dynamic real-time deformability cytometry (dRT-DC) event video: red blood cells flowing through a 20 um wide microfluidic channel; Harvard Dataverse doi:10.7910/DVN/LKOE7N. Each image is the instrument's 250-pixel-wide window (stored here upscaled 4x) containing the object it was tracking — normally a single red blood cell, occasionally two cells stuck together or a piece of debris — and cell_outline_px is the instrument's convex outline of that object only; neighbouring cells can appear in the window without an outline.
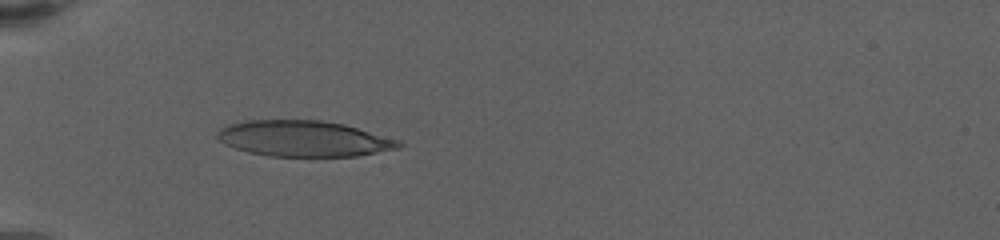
{"species": "human", "species_latin": "Homo sapiens", "temperature_condition": "warm", "stored_images_in_passage": 30, "camera_frame_rate_fps": 3000, "um_per_image_px": 0.085, "donor": {"sex": "female"}, "frame": {"image": 1, "passage_image": 15, "time_ms": 7.0, "image_size_px": [1000, 240], "cell_outline_px": [[404, 144], [400, 148], [356, 156], [268, 156], [248, 152], [224, 144], [216, 136], [216, 132], [224, 124], [244, 120], [320, 120], [344, 124], [396, 140]], "centroid_in_image_um": [25.74, 11.77], "position_along_channel_um": 59.3, "area_um2": 37.86}}
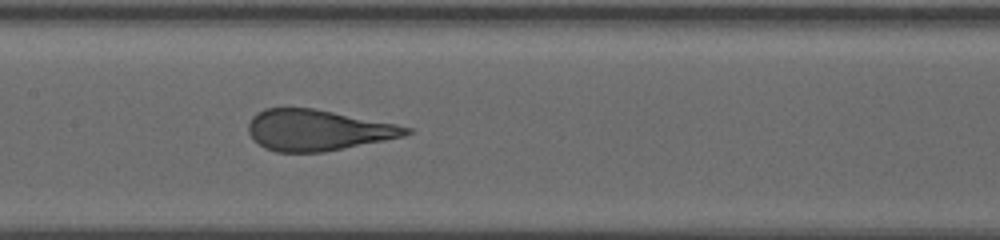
{"frame": {"image": 2, "passage_image": 24, "time_ms": 11.0, "image_size_px": [1000, 240], "cell_outline_px": [[412, 132], [404, 136], [324, 152], [276, 152], [264, 148], [252, 140], [248, 132], [248, 124], [252, 116], [256, 112], [264, 108], [312, 108], [396, 124], [412, 128]], "centroid_in_image_um": [26.94, 11.06], "position_along_channel_um": 180.5, "area_um2": 37.57}}
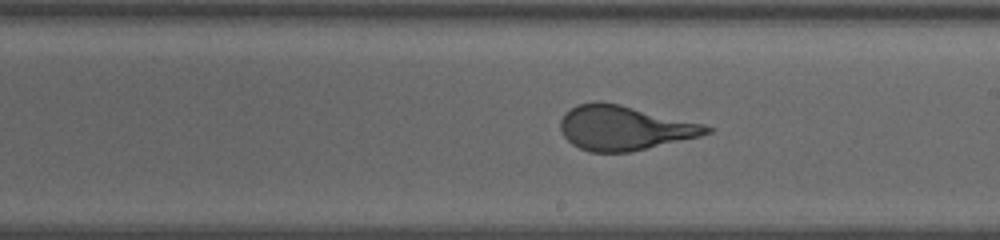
{"frame": {"image": 3, "passage_image": 28, "time_ms": 12.667, "image_size_px": [1000, 240], "cell_outline_px": [[712, 132], [700, 136], [628, 152], [588, 152], [572, 144], [564, 136], [560, 128], [560, 120], [572, 108], [580, 104], [596, 100], [600, 100], [620, 104], [704, 124], [712, 128]], "centroid_in_image_um": [53.05, 10.86], "position_along_channel_um": 236.0, "area_um2": 37.57}}